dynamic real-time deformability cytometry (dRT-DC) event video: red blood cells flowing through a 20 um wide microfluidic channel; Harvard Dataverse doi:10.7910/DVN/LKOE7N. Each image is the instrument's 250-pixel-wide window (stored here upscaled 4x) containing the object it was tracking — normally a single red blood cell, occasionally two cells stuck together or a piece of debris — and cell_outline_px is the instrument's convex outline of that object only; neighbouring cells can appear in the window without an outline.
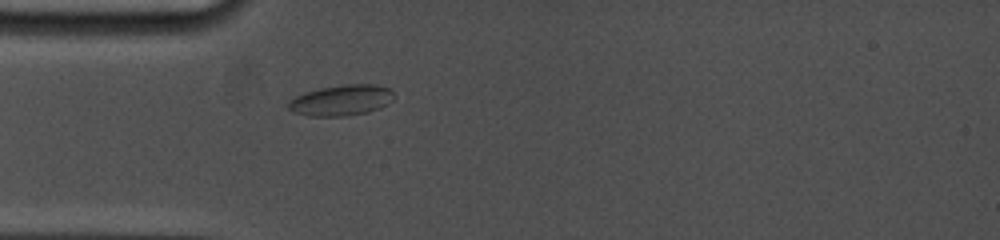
{"species": "common noctule bat (a hibernating species)", "species_latin": "Nyctalus noctula", "temperature_condition": "cold", "stored_images_in_passage": 28, "camera_frame_rate_fps": 5000, "um_per_image_px": 0.085, "animal": {"sex": "female", "body_mass_g": 19.0, "forearm_length_mm": 53.3}, "frame": {"image": 1, "passage_image": 1, "time_ms": 0.0, "image_size_px": [1000, 240], "cell_outline_px": [[396, 96], [388, 104], [380, 108], [368, 112], [344, 116], [308, 116], [292, 112], [288, 108], [288, 104], [296, 96], [304, 92], [320, 88], [344, 84], [376, 84], [392, 88]], "centroid_in_image_um": [29.07, 8.51], "position_along_channel_um": 55.9, "area_um2": 19.19}}
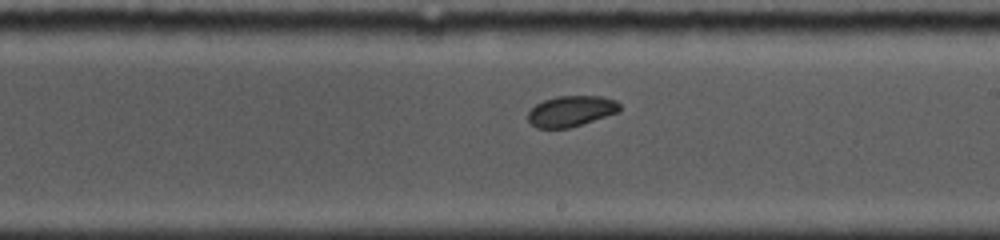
{"frame": {"image": 2, "passage_image": 13, "time_ms": 5.0, "image_size_px": [1000, 240], "cell_outline_px": [[620, 108], [616, 112], [568, 128], [536, 128], [528, 120], [528, 112], [536, 104], [544, 100], [556, 96], [600, 96], [616, 100], [620, 104]], "centroid_in_image_um": [48.5, 9.43], "position_along_channel_um": 240.5, "area_um2": 16.13}}
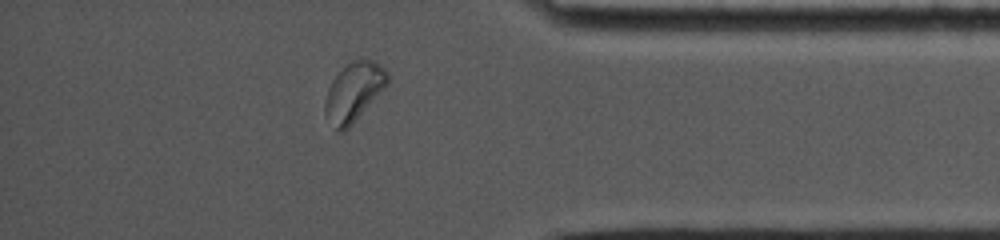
{"frame": {"image": 3, "passage_image": 24, "time_ms": 9.6, "image_size_px": [1000, 240], "cell_outline_px": [[388, 84], [352, 124], [344, 132], [336, 132], [324, 112], [324, 104], [328, 88], [332, 80], [352, 60], [360, 56], [372, 60], [380, 64], [388, 72]], "centroid_in_image_um": [30.07, 7.8], "position_along_channel_um": 405.1, "area_um2": 21.44}, "authors_computed_cell_mechanics": {"area_um2": 17.1088, "velocity_mm_per_s": 3.7602, "shape_relaxation_time_tau1_ms": 3.4, "shape_relaxation_time_tau2_ms": null, "deformation_change_tau1": 0.0691, "deformation_change_tau2": null}}